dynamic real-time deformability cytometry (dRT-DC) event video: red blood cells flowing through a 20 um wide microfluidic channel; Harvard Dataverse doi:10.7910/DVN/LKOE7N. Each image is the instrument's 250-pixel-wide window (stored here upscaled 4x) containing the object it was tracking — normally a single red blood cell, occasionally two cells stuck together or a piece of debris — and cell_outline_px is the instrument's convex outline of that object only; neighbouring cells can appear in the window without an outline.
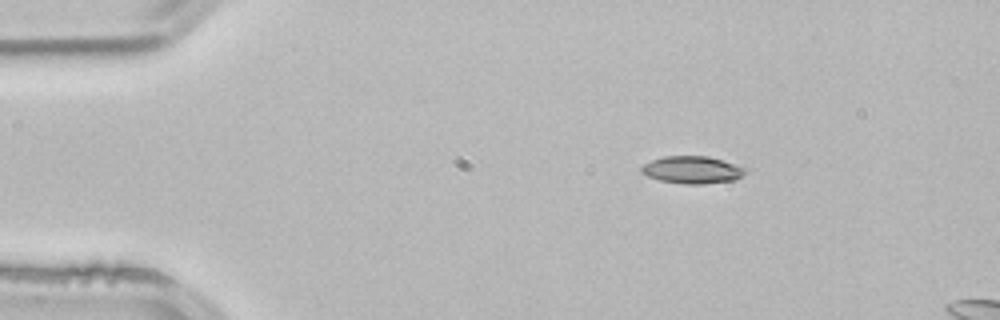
{"species": "common noctule bat (a hibernating species)", "species_latin": "Nyctalus noctula", "temperature_condition": "room temperature", "stored_images_in_passage": 4, "camera_frame_rate_fps": 3000, "um_per_image_px": 0.085, "animal": {"sex": "male", "body_mass_g": 21.5, "forearm_length_mm": 52.0}, "frame": {"image": 1, "passage_image": 2, "time_ms": 0.333, "image_size_px": [1000, 320], "cell_outline_px": [[748, 168], [736, 180], [704, 184], [684, 184], [660, 180], [648, 176], [640, 172], [640, 168], [644, 164], [652, 160], [664, 156], [708, 156]], "centroid_in_image_um": [58.83, 14.44], "position_along_channel_um": 26.2, "area_um2": 16.53}}
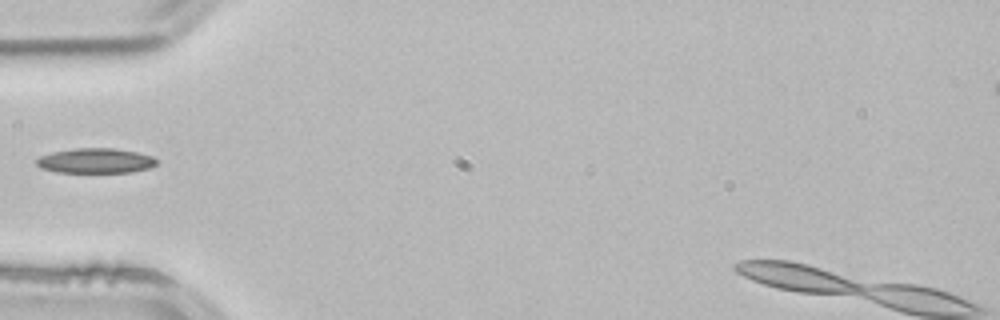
{"frame": {"image": 2, "passage_image": 4, "time_ms": 1.0, "image_size_px": [1000, 320], "cell_outline_px": [[156, 164], [148, 168], [128, 172], [56, 172], [40, 168], [36, 164], [36, 160], [40, 156], [52, 152], [72, 148], [116, 148], [136, 152], [152, 156], [156, 160]], "centroid_in_image_um": [8.08, 13.65], "position_along_channel_um": 76.9, "area_um2": 17.4}}